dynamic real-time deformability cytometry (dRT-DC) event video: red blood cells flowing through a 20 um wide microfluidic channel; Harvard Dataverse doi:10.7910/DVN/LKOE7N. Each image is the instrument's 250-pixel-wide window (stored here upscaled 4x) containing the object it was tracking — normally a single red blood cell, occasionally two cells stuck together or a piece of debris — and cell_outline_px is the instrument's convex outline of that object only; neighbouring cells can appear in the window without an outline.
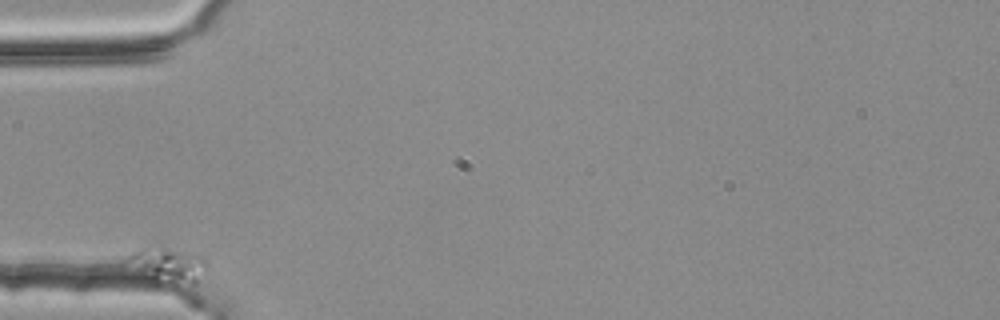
{"species": "common noctule bat (a hibernating species)", "species_latin": "Nyctalus noctula", "temperature_condition": "room temperature", "stored_images_in_passage": 48, "camera_frame_rate_fps": 3000, "um_per_image_px": 0.085, "animal": {"sex": "female", "body_mass_g": 25.1}, "frame": {"image": 1, "passage_image": 1, "time_ms": 0.0, "image_size_px": [1000, 320], "cell_outline_px": [[208, 264], [196, 284], [192, 284], [152, 276], [140, 272], [124, 260], [128, 256], [140, 248], [156, 240], [200, 252], [208, 260]], "centroid_in_image_um": [14.36, 22.28], "position_along_channel_um": 70.6, "area_um2": 16.88}}
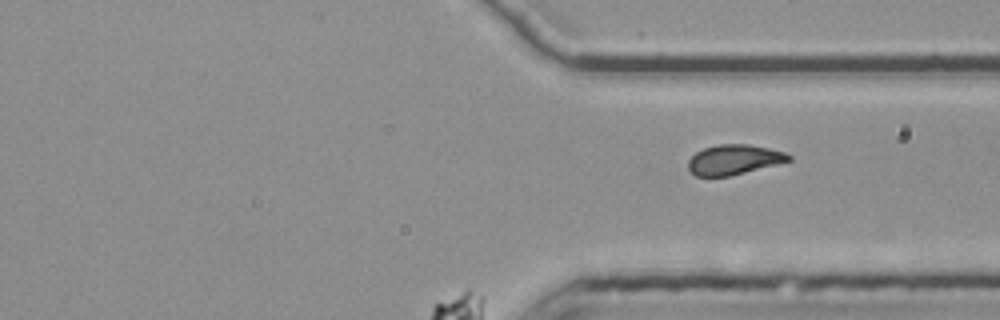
{"frame": {"image": 2, "passage_image": 48, "time_ms": 15.667, "image_size_px": [1000, 320], "cell_outline_px": [[792, 160], [728, 176], [696, 176], [688, 168], [688, 160], [696, 152], [704, 148], [716, 144], [748, 144], [768, 148], [784, 152], [792, 156]], "centroid_in_image_um": [62.37, 13.55], "position_along_channel_um": 349.0, "area_um2": 17.34}}